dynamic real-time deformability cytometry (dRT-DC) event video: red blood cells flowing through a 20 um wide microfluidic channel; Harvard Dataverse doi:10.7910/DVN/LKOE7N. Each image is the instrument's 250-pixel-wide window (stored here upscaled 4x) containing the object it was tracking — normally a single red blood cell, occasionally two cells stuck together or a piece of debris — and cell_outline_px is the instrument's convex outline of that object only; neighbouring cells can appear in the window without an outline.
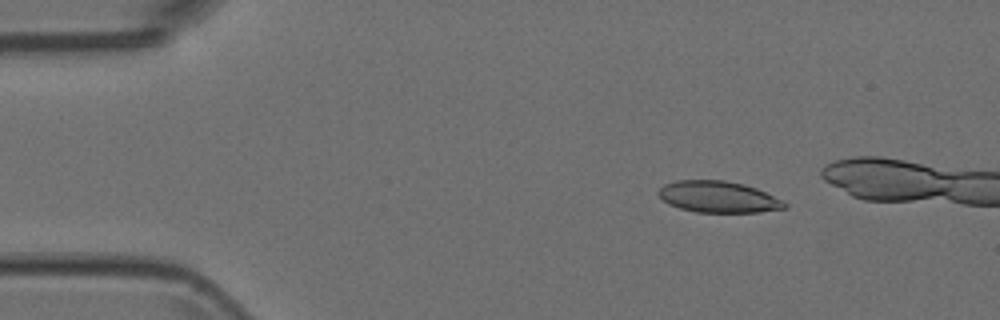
{"species": "Egyptian fruit bat (a non-hibernating species)", "species_latin": "Rousettus aegyptiacus", "temperature_condition": "room temperature", "stored_images_in_passage": 6, "camera_frame_rate_fps": 3000, "um_per_image_px": 0.085, "animal": {"sex": "female"}, "frame": {"image": 1, "passage_image": 3, "time_ms": 0.667, "image_size_px": [1000, 320], "cell_outline_px": [[788, 208], [760, 212], [696, 212], [680, 208], [668, 204], [656, 192], [664, 184], [676, 180], [724, 180], [744, 184], [756, 188], [784, 200], [788, 204]], "centroid_in_image_um": [61.08, 16.73], "position_along_channel_um": 23.9, "area_um2": 23.24}}